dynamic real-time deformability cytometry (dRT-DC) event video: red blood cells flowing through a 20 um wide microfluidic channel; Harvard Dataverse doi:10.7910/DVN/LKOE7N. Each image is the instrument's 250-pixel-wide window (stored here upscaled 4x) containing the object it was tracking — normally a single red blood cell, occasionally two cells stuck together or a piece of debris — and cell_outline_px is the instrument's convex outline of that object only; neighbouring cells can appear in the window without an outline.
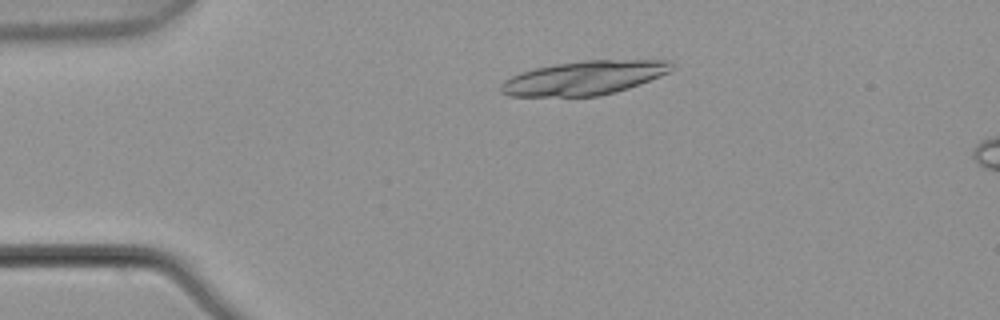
{"species": "common noctule bat (a hibernating species)", "species_latin": "Nyctalus noctula", "temperature_condition": "warm", "stored_images_in_passage": 5, "camera_frame_rate_fps": 3000, "um_per_image_px": 0.085, "animal": {"sex": "male", "body_mass_g": 21.5, "forearm_length_mm": 52.0}, "frame": {"image": 1, "passage_image": 3, "time_ms": 0.667, "image_size_px": [1000, 320], "cell_outline_px": [[676, 68], [660, 76], [640, 84], [616, 92], [600, 96], [508, 96], [500, 92], [500, 84], [504, 80], [520, 72], [536, 68], [556, 64], [584, 60], [672, 60]], "centroid_in_image_um": [49.68, 6.62], "position_along_channel_um": 35.3, "area_um2": 33.93}}